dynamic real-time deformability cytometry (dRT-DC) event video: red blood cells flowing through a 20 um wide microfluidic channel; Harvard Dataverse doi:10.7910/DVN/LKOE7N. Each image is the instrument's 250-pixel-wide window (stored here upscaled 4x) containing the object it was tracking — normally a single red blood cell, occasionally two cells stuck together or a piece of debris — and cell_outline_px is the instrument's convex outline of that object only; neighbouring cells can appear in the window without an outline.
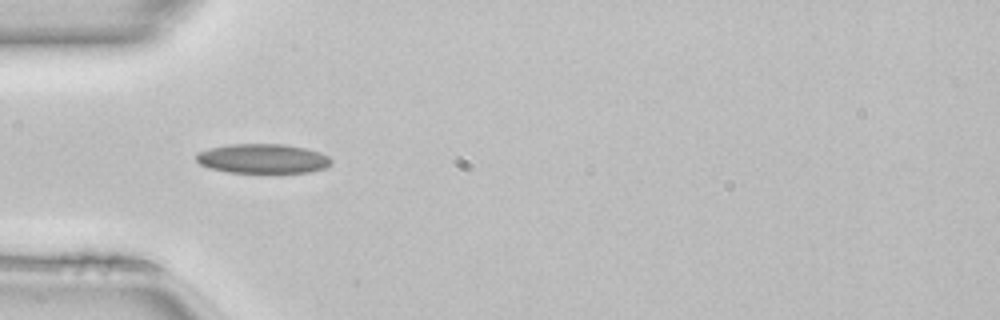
{"species": "common noctule bat (a hibernating species)", "species_latin": "Nyctalus noctula", "temperature_condition": "room temperature", "stored_images_in_passage": 35, "camera_frame_rate_fps": 3000, "um_per_image_px": 0.085, "animal": {"sex": "female", "body_mass_g": 22.7, "forearm_length_mm": 54.2}, "frame": {"image": 1, "passage_image": 1, "time_ms": 0.0, "image_size_px": [1000, 320], "cell_outline_px": [[332, 164], [324, 168], [308, 172], [228, 172], [208, 168], [200, 164], [196, 160], [196, 156], [200, 152], [208, 148], [228, 144], [284, 144], [304, 148], [320, 152], [328, 156], [332, 160]], "centroid_in_image_um": [22.32, 13.48], "position_along_channel_um": 62.7, "area_um2": 23.12}}
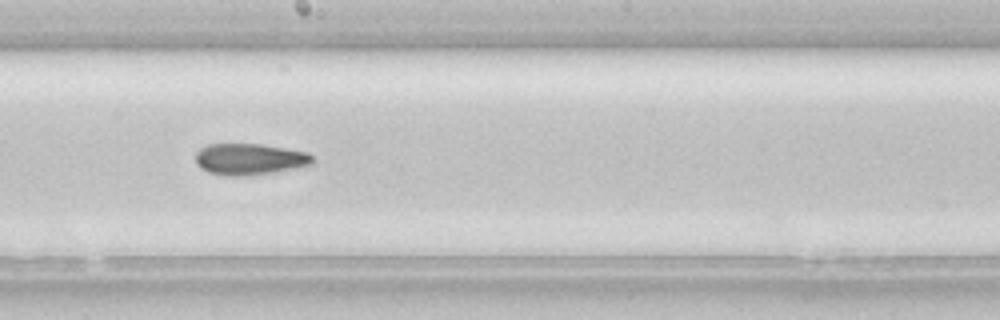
{"frame": {"image": 2, "passage_image": 13, "time_ms": 4.0, "image_size_px": [1000, 320], "cell_outline_px": [[312, 164], [296, 168], [276, 172], [248, 176], [224, 176], [208, 172], [200, 168], [196, 164], [196, 152], [200, 148], [208, 144], [260, 144], [308, 152], [312, 156]], "centroid_in_image_um": [21.19, 13.54], "position_along_channel_um": 227.0, "area_um2": 21.56}}
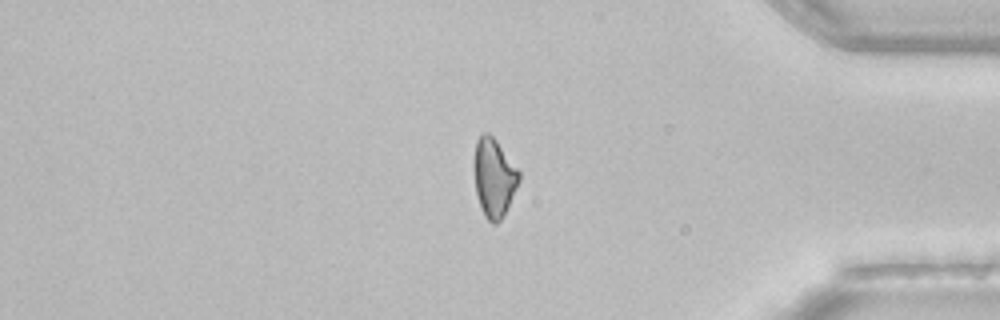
{"frame": {"image": 3, "passage_image": 27, "time_ms": 8.667, "image_size_px": [1000, 320], "cell_outline_px": [[520, 180], [500, 220], [496, 224], [492, 224], [484, 216], [476, 192], [476, 140], [484, 132], [488, 132], [496, 140], [520, 172]], "centroid_in_image_um": [42.01, 15.1], "position_along_channel_um": 393.2, "area_um2": 19.71}, "authors_computed_cell_mechanics": {"area_um2": 21.1548, "velocity_mm_per_s": 4.1429, "shape_relaxation_time_tau1_ms": null, "shape_relaxation_time_tau2_ms": 5.9013, "deformation_change_tau1": null, "deformation_change_tau2": 0.1613}}